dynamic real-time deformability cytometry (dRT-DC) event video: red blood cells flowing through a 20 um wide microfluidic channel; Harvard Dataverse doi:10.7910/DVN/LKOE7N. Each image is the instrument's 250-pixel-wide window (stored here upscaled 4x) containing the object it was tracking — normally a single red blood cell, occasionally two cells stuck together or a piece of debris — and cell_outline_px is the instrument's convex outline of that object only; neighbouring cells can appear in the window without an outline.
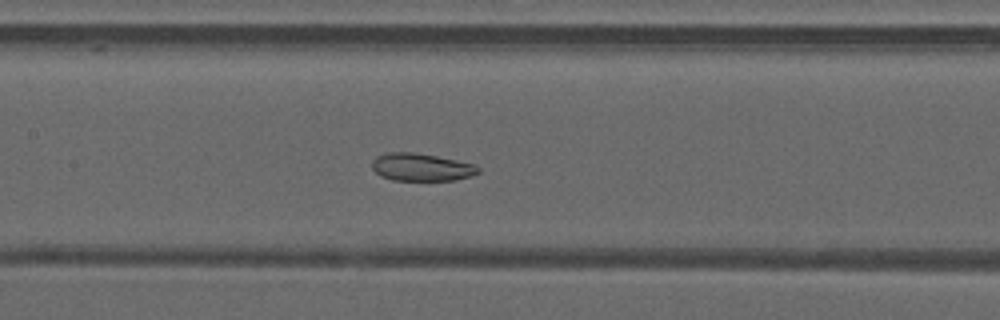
{"species": "common noctule bat (a hibernating species)", "species_latin": "Nyctalus noctula", "temperature_condition": "warm", "stored_images_in_passage": 46, "camera_frame_rate_fps": 3000, "um_per_image_px": 0.085, "animal": {"sex": "male", "forearm_length_mm": 52.5}, "frame": {"image": 1, "passage_image": 21, "time_ms": 6.667, "image_size_px": [1000, 320], "cell_outline_px": [[480, 172], [472, 176], [456, 180], [392, 180], [380, 176], [372, 168], [372, 160], [376, 156], [388, 152], [412, 152], [436, 156], [476, 164], [480, 168]], "centroid_in_image_um": [35.83, 14.21], "position_along_channel_um": 171.6, "area_um2": 17.22}}
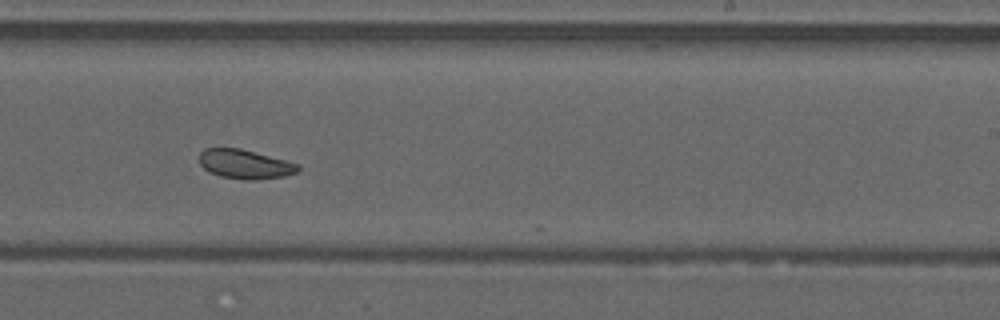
{"frame": {"image": 2, "passage_image": 28, "time_ms": 9.0, "image_size_px": [1000, 320], "cell_outline_px": [[300, 168], [296, 172], [284, 176], [256, 180], [244, 180], [220, 176], [204, 168], [200, 164], [200, 152], [204, 148], [240, 148], [300, 164]], "centroid_in_image_um": [20.83, 13.95], "position_along_channel_um": 268.2, "area_um2": 16.7}}
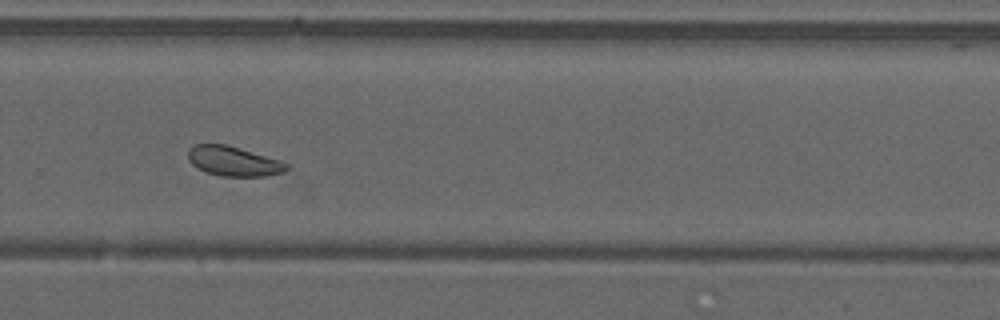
{"frame": {"image": 3, "passage_image": 31, "time_ms": 10.0, "image_size_px": [1000, 320], "cell_outline_px": [[288, 168], [284, 172], [264, 176], [220, 176], [208, 172], [192, 164], [188, 160], [188, 152], [196, 144], [224, 144], [240, 148], [280, 160], [288, 164]], "centroid_in_image_um": [19.87, 13.7], "position_along_channel_um": 309.9, "area_um2": 16.76}, "authors_computed_cell_mechanics": {"area_um2": 18.6694, "velocity_mm_per_s": 4.1815, "shape_relaxation_time_tau1_ms": null, "shape_relaxation_time_tau2_ms": 1.6445, "deformation_change_tau1": null, "deformation_change_tau2": 0.0666}}